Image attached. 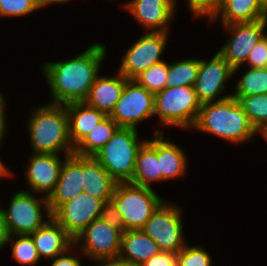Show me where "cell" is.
<instances>
[{
    "mask_svg": "<svg viewBox=\"0 0 267 266\" xmlns=\"http://www.w3.org/2000/svg\"><path fill=\"white\" fill-rule=\"evenodd\" d=\"M105 54L104 45L94 44L76 58L45 64L43 70L51 87L53 104L83 102L98 76Z\"/></svg>",
    "mask_w": 267,
    "mask_h": 266,
    "instance_id": "obj_1",
    "label": "cell"
},
{
    "mask_svg": "<svg viewBox=\"0 0 267 266\" xmlns=\"http://www.w3.org/2000/svg\"><path fill=\"white\" fill-rule=\"evenodd\" d=\"M233 74L234 69L218 52L209 62L200 59L194 88L201 104L211 103Z\"/></svg>",
    "mask_w": 267,
    "mask_h": 266,
    "instance_id": "obj_15",
    "label": "cell"
},
{
    "mask_svg": "<svg viewBox=\"0 0 267 266\" xmlns=\"http://www.w3.org/2000/svg\"><path fill=\"white\" fill-rule=\"evenodd\" d=\"M111 201L122 216L126 230H141L157 207L164 202L148 187L117 183Z\"/></svg>",
    "mask_w": 267,
    "mask_h": 266,
    "instance_id": "obj_5",
    "label": "cell"
},
{
    "mask_svg": "<svg viewBox=\"0 0 267 266\" xmlns=\"http://www.w3.org/2000/svg\"><path fill=\"white\" fill-rule=\"evenodd\" d=\"M39 201L31 193L19 191L13 196L8 211L0 209L11 236L30 235L46 223L42 220L41 204L51 218L47 197Z\"/></svg>",
    "mask_w": 267,
    "mask_h": 266,
    "instance_id": "obj_8",
    "label": "cell"
},
{
    "mask_svg": "<svg viewBox=\"0 0 267 266\" xmlns=\"http://www.w3.org/2000/svg\"><path fill=\"white\" fill-rule=\"evenodd\" d=\"M29 130L35 153L58 154L66 148V156L74 154L65 105L39 107L29 120Z\"/></svg>",
    "mask_w": 267,
    "mask_h": 266,
    "instance_id": "obj_3",
    "label": "cell"
},
{
    "mask_svg": "<svg viewBox=\"0 0 267 266\" xmlns=\"http://www.w3.org/2000/svg\"><path fill=\"white\" fill-rule=\"evenodd\" d=\"M100 218L113 228L118 229L121 233L126 231L122 216L112 201L103 204Z\"/></svg>",
    "mask_w": 267,
    "mask_h": 266,
    "instance_id": "obj_35",
    "label": "cell"
},
{
    "mask_svg": "<svg viewBox=\"0 0 267 266\" xmlns=\"http://www.w3.org/2000/svg\"><path fill=\"white\" fill-rule=\"evenodd\" d=\"M140 266H177V254L160 251Z\"/></svg>",
    "mask_w": 267,
    "mask_h": 266,
    "instance_id": "obj_37",
    "label": "cell"
},
{
    "mask_svg": "<svg viewBox=\"0 0 267 266\" xmlns=\"http://www.w3.org/2000/svg\"><path fill=\"white\" fill-rule=\"evenodd\" d=\"M128 79L120 72L116 77H98L89 90L84 102L95 109L110 115L121 98Z\"/></svg>",
    "mask_w": 267,
    "mask_h": 266,
    "instance_id": "obj_18",
    "label": "cell"
},
{
    "mask_svg": "<svg viewBox=\"0 0 267 266\" xmlns=\"http://www.w3.org/2000/svg\"><path fill=\"white\" fill-rule=\"evenodd\" d=\"M58 154L34 153L27 171L29 185L34 192H47L46 197L54 191L63 166Z\"/></svg>",
    "mask_w": 267,
    "mask_h": 266,
    "instance_id": "obj_16",
    "label": "cell"
},
{
    "mask_svg": "<svg viewBox=\"0 0 267 266\" xmlns=\"http://www.w3.org/2000/svg\"><path fill=\"white\" fill-rule=\"evenodd\" d=\"M10 172L8 171V169L3 165V163L0 160V176H9Z\"/></svg>",
    "mask_w": 267,
    "mask_h": 266,
    "instance_id": "obj_42",
    "label": "cell"
},
{
    "mask_svg": "<svg viewBox=\"0 0 267 266\" xmlns=\"http://www.w3.org/2000/svg\"><path fill=\"white\" fill-rule=\"evenodd\" d=\"M257 131L261 132L262 135L267 140V122L263 126H261Z\"/></svg>",
    "mask_w": 267,
    "mask_h": 266,
    "instance_id": "obj_43",
    "label": "cell"
},
{
    "mask_svg": "<svg viewBox=\"0 0 267 266\" xmlns=\"http://www.w3.org/2000/svg\"><path fill=\"white\" fill-rule=\"evenodd\" d=\"M262 9L267 13V0H258Z\"/></svg>",
    "mask_w": 267,
    "mask_h": 266,
    "instance_id": "obj_46",
    "label": "cell"
},
{
    "mask_svg": "<svg viewBox=\"0 0 267 266\" xmlns=\"http://www.w3.org/2000/svg\"><path fill=\"white\" fill-rule=\"evenodd\" d=\"M84 192L103 200L111 201L117 182L94 156H84Z\"/></svg>",
    "mask_w": 267,
    "mask_h": 266,
    "instance_id": "obj_23",
    "label": "cell"
},
{
    "mask_svg": "<svg viewBox=\"0 0 267 266\" xmlns=\"http://www.w3.org/2000/svg\"><path fill=\"white\" fill-rule=\"evenodd\" d=\"M21 237L13 244V258L20 264L34 265L40 259L33 239L30 235H20Z\"/></svg>",
    "mask_w": 267,
    "mask_h": 266,
    "instance_id": "obj_31",
    "label": "cell"
},
{
    "mask_svg": "<svg viewBox=\"0 0 267 266\" xmlns=\"http://www.w3.org/2000/svg\"><path fill=\"white\" fill-rule=\"evenodd\" d=\"M68 114L69 138L75 148L107 115L83 102L65 104Z\"/></svg>",
    "mask_w": 267,
    "mask_h": 266,
    "instance_id": "obj_20",
    "label": "cell"
},
{
    "mask_svg": "<svg viewBox=\"0 0 267 266\" xmlns=\"http://www.w3.org/2000/svg\"><path fill=\"white\" fill-rule=\"evenodd\" d=\"M51 266H81L79 260L76 257L67 255V257H55Z\"/></svg>",
    "mask_w": 267,
    "mask_h": 266,
    "instance_id": "obj_39",
    "label": "cell"
},
{
    "mask_svg": "<svg viewBox=\"0 0 267 266\" xmlns=\"http://www.w3.org/2000/svg\"><path fill=\"white\" fill-rule=\"evenodd\" d=\"M193 127L237 143L257 132L238 100L230 94L216 102L203 103Z\"/></svg>",
    "mask_w": 267,
    "mask_h": 266,
    "instance_id": "obj_2",
    "label": "cell"
},
{
    "mask_svg": "<svg viewBox=\"0 0 267 266\" xmlns=\"http://www.w3.org/2000/svg\"><path fill=\"white\" fill-rule=\"evenodd\" d=\"M118 128V124L107 115L74 148V154L94 156L112 138Z\"/></svg>",
    "mask_w": 267,
    "mask_h": 266,
    "instance_id": "obj_26",
    "label": "cell"
},
{
    "mask_svg": "<svg viewBox=\"0 0 267 266\" xmlns=\"http://www.w3.org/2000/svg\"><path fill=\"white\" fill-rule=\"evenodd\" d=\"M159 132H155L154 140L145 141L138 150L135 170L129 183L150 188V182L163 180L159 161L157 160V133Z\"/></svg>",
    "mask_w": 267,
    "mask_h": 266,
    "instance_id": "obj_22",
    "label": "cell"
},
{
    "mask_svg": "<svg viewBox=\"0 0 267 266\" xmlns=\"http://www.w3.org/2000/svg\"><path fill=\"white\" fill-rule=\"evenodd\" d=\"M177 266H211V257L202 248L185 245L177 254Z\"/></svg>",
    "mask_w": 267,
    "mask_h": 266,
    "instance_id": "obj_33",
    "label": "cell"
},
{
    "mask_svg": "<svg viewBox=\"0 0 267 266\" xmlns=\"http://www.w3.org/2000/svg\"><path fill=\"white\" fill-rule=\"evenodd\" d=\"M10 240H13V239L11 238V235L9 234L4 216L2 212L0 211V248H3V246Z\"/></svg>",
    "mask_w": 267,
    "mask_h": 266,
    "instance_id": "obj_38",
    "label": "cell"
},
{
    "mask_svg": "<svg viewBox=\"0 0 267 266\" xmlns=\"http://www.w3.org/2000/svg\"><path fill=\"white\" fill-rule=\"evenodd\" d=\"M175 0H132L126 9L152 32H167V25L173 16ZM166 24V25H165ZM156 30L154 31V29ZM158 29V30H157Z\"/></svg>",
    "mask_w": 267,
    "mask_h": 266,
    "instance_id": "obj_17",
    "label": "cell"
},
{
    "mask_svg": "<svg viewBox=\"0 0 267 266\" xmlns=\"http://www.w3.org/2000/svg\"><path fill=\"white\" fill-rule=\"evenodd\" d=\"M44 5H47L49 3H61V2H66L68 0H41Z\"/></svg>",
    "mask_w": 267,
    "mask_h": 266,
    "instance_id": "obj_45",
    "label": "cell"
},
{
    "mask_svg": "<svg viewBox=\"0 0 267 266\" xmlns=\"http://www.w3.org/2000/svg\"><path fill=\"white\" fill-rule=\"evenodd\" d=\"M104 203L83 191L74 199L60 205L51 217L75 240L92 221L100 218Z\"/></svg>",
    "mask_w": 267,
    "mask_h": 266,
    "instance_id": "obj_10",
    "label": "cell"
},
{
    "mask_svg": "<svg viewBox=\"0 0 267 266\" xmlns=\"http://www.w3.org/2000/svg\"><path fill=\"white\" fill-rule=\"evenodd\" d=\"M41 228L30 234L38 251L39 257L60 256L65 251L70 250V245L74 240L68 235L66 230L58 224L52 217Z\"/></svg>",
    "mask_w": 267,
    "mask_h": 266,
    "instance_id": "obj_19",
    "label": "cell"
},
{
    "mask_svg": "<svg viewBox=\"0 0 267 266\" xmlns=\"http://www.w3.org/2000/svg\"><path fill=\"white\" fill-rule=\"evenodd\" d=\"M167 75L168 64L163 61L144 70L133 80L147 91L156 94L166 88Z\"/></svg>",
    "mask_w": 267,
    "mask_h": 266,
    "instance_id": "obj_30",
    "label": "cell"
},
{
    "mask_svg": "<svg viewBox=\"0 0 267 266\" xmlns=\"http://www.w3.org/2000/svg\"><path fill=\"white\" fill-rule=\"evenodd\" d=\"M155 94L134 80L125 83L121 98L109 115L119 127L135 128L139 121L155 114Z\"/></svg>",
    "mask_w": 267,
    "mask_h": 266,
    "instance_id": "obj_9",
    "label": "cell"
},
{
    "mask_svg": "<svg viewBox=\"0 0 267 266\" xmlns=\"http://www.w3.org/2000/svg\"><path fill=\"white\" fill-rule=\"evenodd\" d=\"M221 6V0H189V7L197 15H209L210 19Z\"/></svg>",
    "mask_w": 267,
    "mask_h": 266,
    "instance_id": "obj_36",
    "label": "cell"
},
{
    "mask_svg": "<svg viewBox=\"0 0 267 266\" xmlns=\"http://www.w3.org/2000/svg\"><path fill=\"white\" fill-rule=\"evenodd\" d=\"M157 133V160L163 180L176 178L185 172L186 157L182 149L169 141H164Z\"/></svg>",
    "mask_w": 267,
    "mask_h": 266,
    "instance_id": "obj_25",
    "label": "cell"
},
{
    "mask_svg": "<svg viewBox=\"0 0 267 266\" xmlns=\"http://www.w3.org/2000/svg\"><path fill=\"white\" fill-rule=\"evenodd\" d=\"M154 105L162 124L187 128L195 125L202 104L194 86H178L157 92Z\"/></svg>",
    "mask_w": 267,
    "mask_h": 266,
    "instance_id": "obj_6",
    "label": "cell"
},
{
    "mask_svg": "<svg viewBox=\"0 0 267 266\" xmlns=\"http://www.w3.org/2000/svg\"><path fill=\"white\" fill-rule=\"evenodd\" d=\"M250 68H267V36H263L250 51L247 59Z\"/></svg>",
    "mask_w": 267,
    "mask_h": 266,
    "instance_id": "obj_34",
    "label": "cell"
},
{
    "mask_svg": "<svg viewBox=\"0 0 267 266\" xmlns=\"http://www.w3.org/2000/svg\"><path fill=\"white\" fill-rule=\"evenodd\" d=\"M4 97L0 94V115H4Z\"/></svg>",
    "mask_w": 267,
    "mask_h": 266,
    "instance_id": "obj_44",
    "label": "cell"
},
{
    "mask_svg": "<svg viewBox=\"0 0 267 266\" xmlns=\"http://www.w3.org/2000/svg\"><path fill=\"white\" fill-rule=\"evenodd\" d=\"M162 202L141 229L158 245L160 251L178 254L185 246L180 210Z\"/></svg>",
    "mask_w": 267,
    "mask_h": 266,
    "instance_id": "obj_7",
    "label": "cell"
},
{
    "mask_svg": "<svg viewBox=\"0 0 267 266\" xmlns=\"http://www.w3.org/2000/svg\"><path fill=\"white\" fill-rule=\"evenodd\" d=\"M54 191L47 198L51 214L84 190V156H66Z\"/></svg>",
    "mask_w": 267,
    "mask_h": 266,
    "instance_id": "obj_14",
    "label": "cell"
},
{
    "mask_svg": "<svg viewBox=\"0 0 267 266\" xmlns=\"http://www.w3.org/2000/svg\"><path fill=\"white\" fill-rule=\"evenodd\" d=\"M4 115H0V141L2 140V137H4V133L6 130L5 127H6V123H5V120H4Z\"/></svg>",
    "mask_w": 267,
    "mask_h": 266,
    "instance_id": "obj_41",
    "label": "cell"
},
{
    "mask_svg": "<svg viewBox=\"0 0 267 266\" xmlns=\"http://www.w3.org/2000/svg\"><path fill=\"white\" fill-rule=\"evenodd\" d=\"M266 25L267 19L224 25L233 31V36L218 53L229 63L234 72L239 69L243 62L247 61L250 51L265 36Z\"/></svg>",
    "mask_w": 267,
    "mask_h": 266,
    "instance_id": "obj_12",
    "label": "cell"
},
{
    "mask_svg": "<svg viewBox=\"0 0 267 266\" xmlns=\"http://www.w3.org/2000/svg\"><path fill=\"white\" fill-rule=\"evenodd\" d=\"M122 233L101 218L92 221L74 240L85 238L82 247L87 256L97 261L119 257Z\"/></svg>",
    "mask_w": 267,
    "mask_h": 266,
    "instance_id": "obj_13",
    "label": "cell"
},
{
    "mask_svg": "<svg viewBox=\"0 0 267 266\" xmlns=\"http://www.w3.org/2000/svg\"><path fill=\"white\" fill-rule=\"evenodd\" d=\"M167 32H150L133 44L123 58L119 72L128 80L147 70L152 65L163 62L160 56L167 39Z\"/></svg>",
    "mask_w": 267,
    "mask_h": 266,
    "instance_id": "obj_11",
    "label": "cell"
},
{
    "mask_svg": "<svg viewBox=\"0 0 267 266\" xmlns=\"http://www.w3.org/2000/svg\"><path fill=\"white\" fill-rule=\"evenodd\" d=\"M267 94V68H250L241 78L232 96L239 100L241 97Z\"/></svg>",
    "mask_w": 267,
    "mask_h": 266,
    "instance_id": "obj_28",
    "label": "cell"
},
{
    "mask_svg": "<svg viewBox=\"0 0 267 266\" xmlns=\"http://www.w3.org/2000/svg\"><path fill=\"white\" fill-rule=\"evenodd\" d=\"M238 102L256 131L267 122V94L241 97Z\"/></svg>",
    "mask_w": 267,
    "mask_h": 266,
    "instance_id": "obj_29",
    "label": "cell"
},
{
    "mask_svg": "<svg viewBox=\"0 0 267 266\" xmlns=\"http://www.w3.org/2000/svg\"><path fill=\"white\" fill-rule=\"evenodd\" d=\"M43 6L41 0H0V16H21Z\"/></svg>",
    "mask_w": 267,
    "mask_h": 266,
    "instance_id": "obj_32",
    "label": "cell"
},
{
    "mask_svg": "<svg viewBox=\"0 0 267 266\" xmlns=\"http://www.w3.org/2000/svg\"><path fill=\"white\" fill-rule=\"evenodd\" d=\"M198 71V59L183 60L168 65L166 87L194 86Z\"/></svg>",
    "mask_w": 267,
    "mask_h": 266,
    "instance_id": "obj_27",
    "label": "cell"
},
{
    "mask_svg": "<svg viewBox=\"0 0 267 266\" xmlns=\"http://www.w3.org/2000/svg\"><path fill=\"white\" fill-rule=\"evenodd\" d=\"M159 252L156 242L142 230H126L122 233L119 259L140 266ZM125 253L127 256L123 255Z\"/></svg>",
    "mask_w": 267,
    "mask_h": 266,
    "instance_id": "obj_21",
    "label": "cell"
},
{
    "mask_svg": "<svg viewBox=\"0 0 267 266\" xmlns=\"http://www.w3.org/2000/svg\"><path fill=\"white\" fill-rule=\"evenodd\" d=\"M135 128L119 127L112 138L94 155L117 183L130 182L135 170L136 156L143 145Z\"/></svg>",
    "mask_w": 267,
    "mask_h": 266,
    "instance_id": "obj_4",
    "label": "cell"
},
{
    "mask_svg": "<svg viewBox=\"0 0 267 266\" xmlns=\"http://www.w3.org/2000/svg\"><path fill=\"white\" fill-rule=\"evenodd\" d=\"M218 14L222 15L223 25L267 19V13L258 0H226L211 19Z\"/></svg>",
    "mask_w": 267,
    "mask_h": 266,
    "instance_id": "obj_24",
    "label": "cell"
},
{
    "mask_svg": "<svg viewBox=\"0 0 267 266\" xmlns=\"http://www.w3.org/2000/svg\"><path fill=\"white\" fill-rule=\"evenodd\" d=\"M104 262V264L100 265V266H135L127 261H123L119 258L116 259H103V260H99Z\"/></svg>",
    "mask_w": 267,
    "mask_h": 266,
    "instance_id": "obj_40",
    "label": "cell"
}]
</instances>
